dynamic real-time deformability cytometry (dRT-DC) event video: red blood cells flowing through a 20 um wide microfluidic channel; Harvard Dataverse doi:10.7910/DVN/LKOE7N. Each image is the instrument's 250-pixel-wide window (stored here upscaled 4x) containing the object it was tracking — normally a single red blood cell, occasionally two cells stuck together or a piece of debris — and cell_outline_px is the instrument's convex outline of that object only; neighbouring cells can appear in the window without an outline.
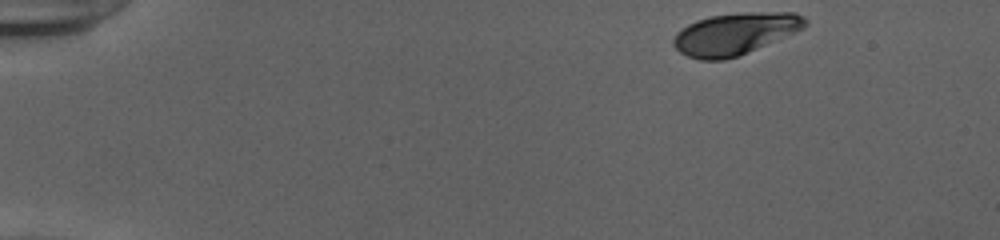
{"species": "human", "species_latin": "Homo sapiens", "temperature_condition": "cold", "stored_images_in_passage": 48, "camera_frame_rate_fps": 3000, "um_per_image_px": 0.085, "donor": {"sex": "female"}, "frame": {"image": 1, "passage_image": 1, "time_ms": 0.0, "image_size_px": [1000, 240], "cell_outline_px": [[808, 24], [804, 28], [796, 32], [748, 52], [724, 60], [700, 60], [688, 56], [680, 52], [672, 44], [672, 40], [676, 32], [688, 24], [696, 20], [712, 16], [744, 12], [796, 12], [804, 16], [808, 20]], "centroid_in_image_um": [62.49, 2.86], "position_along_channel_um": 22.5, "area_um2": 32.19}}
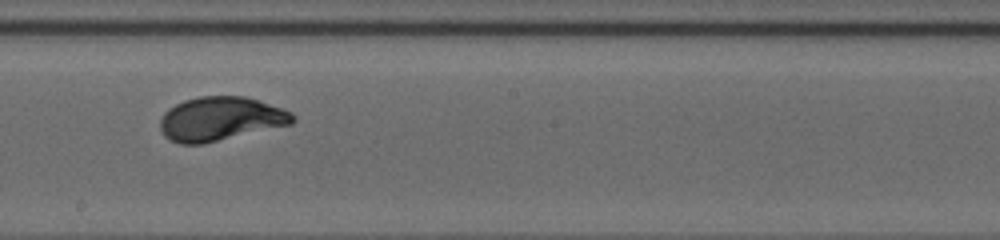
{"frame": {"image": 2, "passage_image": 26, "time_ms": 8.333, "image_size_px": [1000, 240], "cell_outline_px": [[296, 120], [292, 124], [200, 144], [180, 144], [164, 136], [160, 128], [160, 120], [164, 112], [168, 108], [184, 100], [200, 96], [244, 96], [260, 100], [292, 112], [296, 116]], "centroid_in_image_um": [18.75, 10.09], "position_along_channel_um": 229.4, "area_um2": 33.87}}
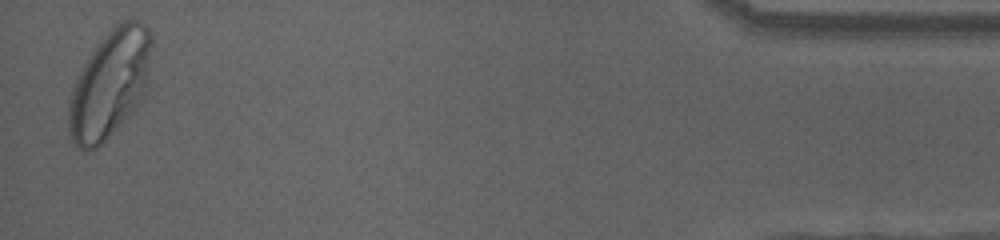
{"frame": {"image": 3, "passage_image": 47, "time_ms": 15.333, "image_size_px": [1000, 240], "cell_outline_px": [[152, 44], [148, 84], [144, 96], [116, 128], [96, 148], [88, 152], [84, 152], [76, 148], [68, 132], [68, 100], [76, 76], [84, 64], [104, 36], [116, 24], [124, 20], [140, 20], [152, 32]], "centroid_in_image_um": [9.33, 7.14], "position_along_channel_um": 425.9, "area_um2": 52.08}, "authors_computed_cell_mechanics": {"area_um2": 33.3217, "velocity_mm_per_s": 3.8641, "shape_relaxation_time_tau1_ms": 2.3225, "shape_relaxation_time_tau2_ms": null, "deformation_change_tau1": 0.141, "deformation_change_tau2": null}}